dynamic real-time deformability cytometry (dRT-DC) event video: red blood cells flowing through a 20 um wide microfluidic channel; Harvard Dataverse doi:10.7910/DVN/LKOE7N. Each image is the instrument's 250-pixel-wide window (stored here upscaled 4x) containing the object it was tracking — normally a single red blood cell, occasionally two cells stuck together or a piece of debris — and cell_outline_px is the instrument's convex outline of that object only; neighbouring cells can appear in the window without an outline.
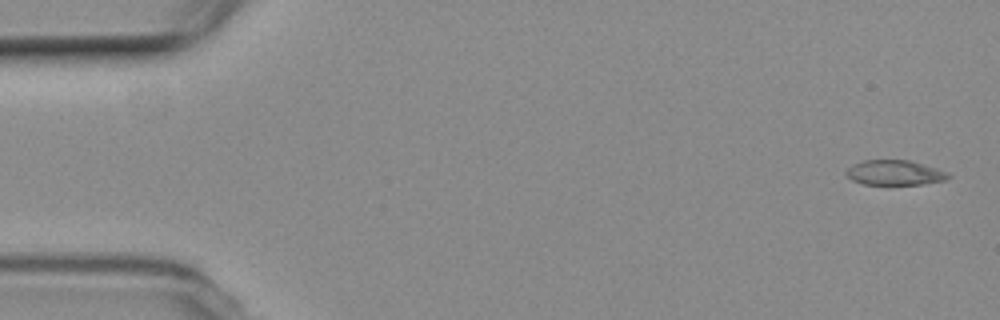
{"species": "common noctule bat (a hibernating species)", "species_latin": "Nyctalus noctula", "temperature_condition": "room temperature", "stored_images_in_passage": 5, "camera_frame_rate_fps": 3000, "um_per_image_px": 0.085, "animal": {"sex": "female", "body_mass_g": 19.3, "forearm_length_mm": 54.1}, "frame": {"image": 1, "passage_image": 1, "time_ms": 0.0, "image_size_px": [1000, 320], "cell_outline_px": [[952, 176], [944, 180], [920, 184], [864, 184], [852, 180], [844, 172], [852, 164], [864, 160], [908, 160], [936, 168], [948, 172]], "centroid_in_image_um": [76.03, 14.67], "position_along_channel_um": 9.0, "area_um2": 14.68}}
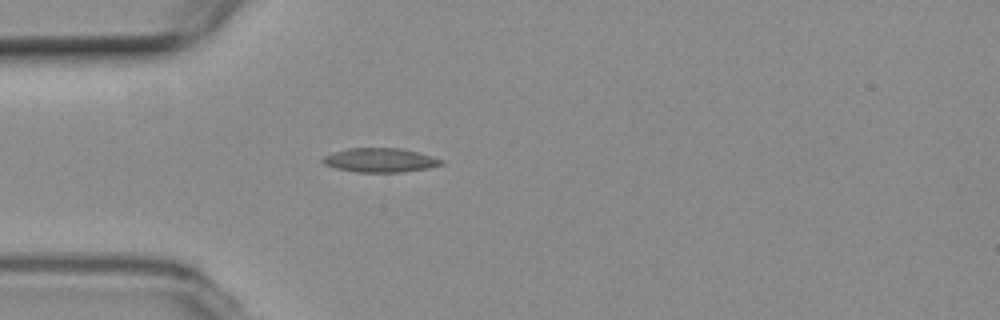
{"frame": {"image": 2, "passage_image": 5, "time_ms": 4.667, "image_size_px": [1000, 320], "cell_outline_px": [[444, 164], [428, 168], [400, 172], [356, 172], [336, 168], [324, 164], [320, 160], [324, 156], [348, 148], [400, 148], [432, 156], [444, 160]], "centroid_in_image_um": [32.32, 13.62], "position_along_channel_um": 52.7, "area_um2": 16.53}}